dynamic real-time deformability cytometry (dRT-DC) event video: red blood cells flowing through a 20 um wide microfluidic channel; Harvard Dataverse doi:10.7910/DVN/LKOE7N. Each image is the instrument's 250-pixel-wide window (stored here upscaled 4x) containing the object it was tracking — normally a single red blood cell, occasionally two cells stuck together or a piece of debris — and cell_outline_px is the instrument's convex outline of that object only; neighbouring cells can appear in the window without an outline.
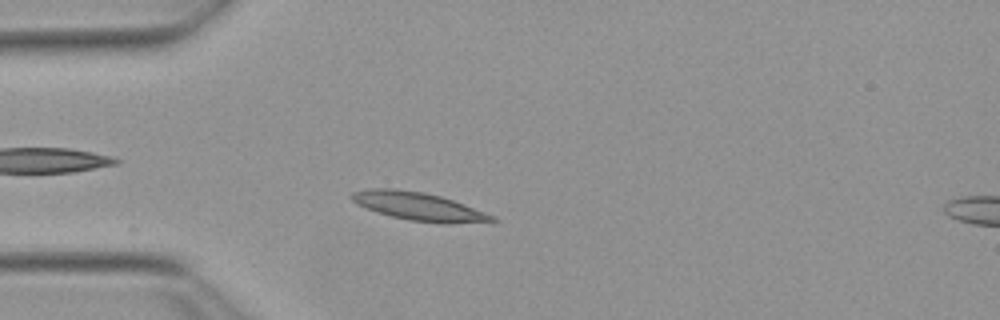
{"species": "Egyptian fruit bat (a non-hibernating species)", "species_latin": "Rousettus aegyptiacus", "temperature_condition": "warm", "stored_images_in_passage": 50, "camera_frame_rate_fps": 3000, "um_per_image_px": 0.085, "animal": {"sex": "female"}, "frame": {"image": 1, "passage_image": 11, "time_ms": 3.333, "image_size_px": [1000, 320], "cell_outline_px": [[500, 220], [452, 224], [440, 224], [408, 220], [392, 216], [364, 208], [356, 204], [348, 196], [352, 192], [368, 188], [396, 188], [424, 192], [440, 196], [464, 204], [496, 216]], "centroid_in_image_um": [35.56, 17.54], "position_along_channel_um": 49.4, "area_um2": 23.29}}
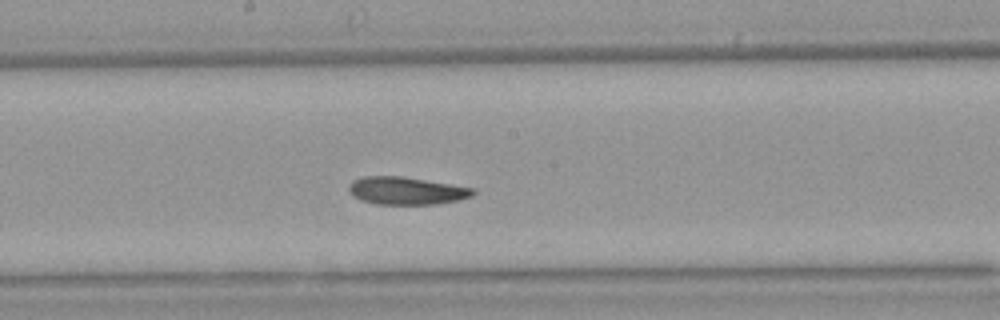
{"frame": {"image": 2, "passage_image": 25, "time_ms": 8.0, "image_size_px": [1000, 320], "cell_outline_px": [[476, 192], [472, 196], [460, 200], [436, 204], [376, 204], [360, 200], [352, 196], [348, 188], [348, 184], [352, 180], [364, 176], [400, 176], [452, 184], [476, 188]], "centroid_in_image_um": [34.54, 16.21], "position_along_channel_um": 213.7, "area_um2": 20.23}}
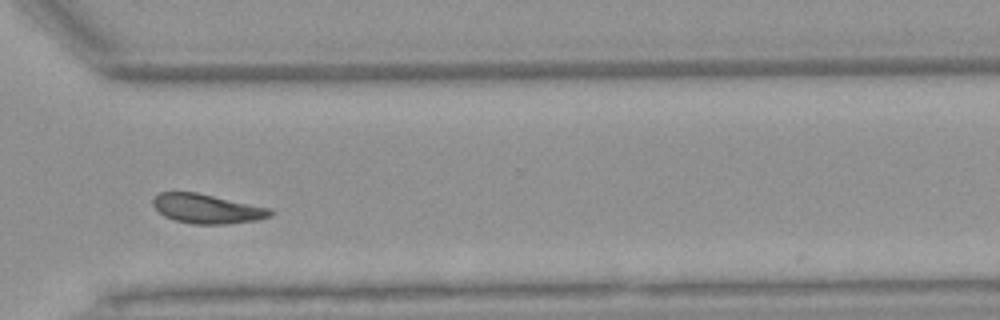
{"frame": {"image": 3, "passage_image": 36, "time_ms": 11.667, "image_size_px": [1000, 320], "cell_outline_px": [[272, 216], [256, 220], [228, 224], [192, 224], [176, 220], [164, 216], [152, 204], [152, 200], [160, 192], [196, 192], [272, 208]], "centroid_in_image_um": [17.62, 17.74], "position_along_channel_um": 353.0, "area_um2": 20.06}, "authors_computed_cell_mechanics": {"area_um2": 20.4034, "velocity_mm_per_s": 3.8017, "shape_relaxation_time_tau1_ms": 6.8416, "shape_relaxation_time_tau2_ms": 6.6772, "deformation_change_tau1": 0.1869, "deformation_change_tau2": 0.1463}}